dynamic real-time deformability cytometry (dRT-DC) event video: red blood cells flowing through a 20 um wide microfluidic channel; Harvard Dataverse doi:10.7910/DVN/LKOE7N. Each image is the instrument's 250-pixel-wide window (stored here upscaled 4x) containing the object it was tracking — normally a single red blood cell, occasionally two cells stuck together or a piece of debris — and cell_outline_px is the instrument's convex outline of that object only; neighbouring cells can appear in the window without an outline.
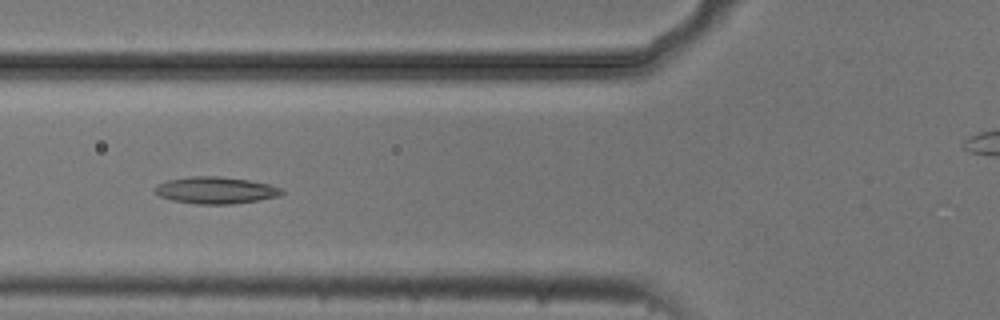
{"species": "common noctule bat (a hibernating species)", "species_latin": "Nyctalus noctula", "temperature_condition": "cold", "stored_images_in_passage": 6, "camera_frame_rate_fps": 3000, "um_per_image_px": 0.085, "animal": {"sex": "male", "body_mass_g": 20.5, "forearm_length_mm": 52.5}, "frame": {"image": 1, "passage_image": 4, "time_ms": 1.0, "image_size_px": [1000, 320], "cell_outline_px": [[284, 192], [276, 196], [256, 200], [232, 204], [196, 204], [172, 200], [160, 196], [152, 192], [160, 184], [168, 180], [188, 176], [220, 176], [248, 180], [268, 184], [280, 188]], "centroid_in_image_um": [18.28, 16.17], "position_along_channel_um": 107.5, "area_um2": 19.59}}
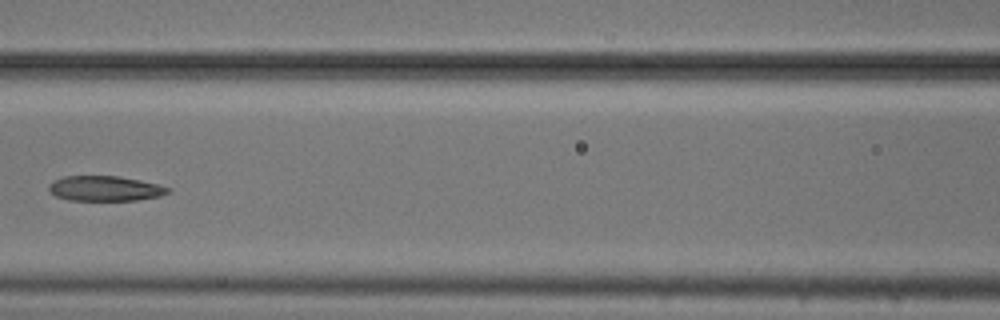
{"frame": {"image": 2, "passage_image": 5, "time_ms": 1.333, "image_size_px": [1000, 320], "cell_outline_px": [[168, 192], [160, 196], [136, 200], [68, 200], [56, 196], [48, 188], [48, 184], [52, 180], [64, 176], [116, 176], [140, 180], [156, 184], [168, 188]], "centroid_in_image_um": [8.86, 16.01], "position_along_channel_um": 157.7, "area_um2": 17.22}}
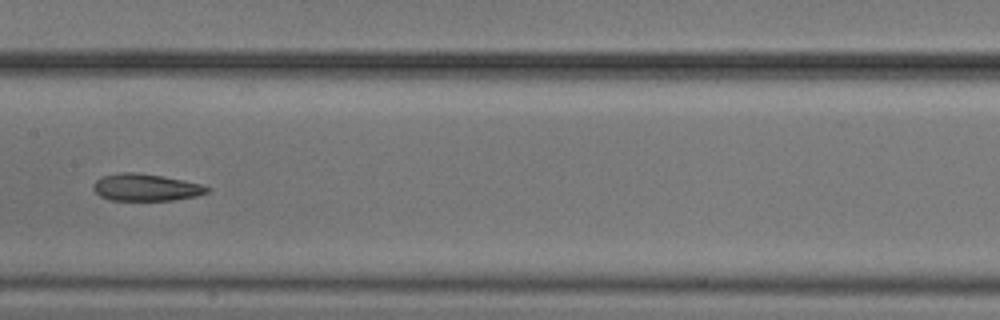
{"frame": {"image": 3, "passage_image": 6, "time_ms": 1.667, "image_size_px": [1000, 320], "cell_outline_px": [[212, 188], [208, 192], [196, 196], [172, 200], [112, 200], [100, 196], [92, 188], [96, 180], [104, 176], [120, 172], [136, 172], [184, 180], [200, 184]], "centroid_in_image_um": [12.41, 15.93], "position_along_channel_um": 195.0, "area_um2": 17.8}}